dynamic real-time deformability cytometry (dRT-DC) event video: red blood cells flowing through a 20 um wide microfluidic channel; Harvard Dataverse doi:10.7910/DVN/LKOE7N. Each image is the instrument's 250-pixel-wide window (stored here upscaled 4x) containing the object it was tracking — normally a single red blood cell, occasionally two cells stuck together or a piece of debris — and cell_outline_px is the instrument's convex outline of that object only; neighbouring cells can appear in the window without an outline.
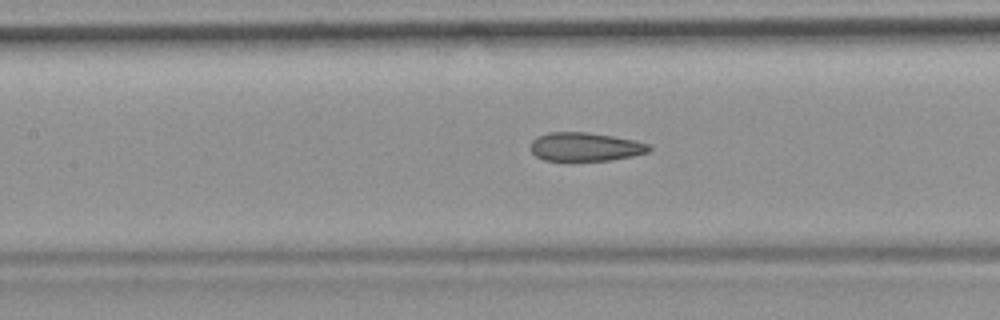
{"species": "common noctule bat (a hibernating species)", "species_latin": "Nyctalus noctula", "temperature_condition": "room temperature", "stored_images_in_passage": 52, "camera_frame_rate_fps": 3000, "um_per_image_px": 0.085, "animal": {"sex": "female", "body_mass_g": 19.9}, "frame": {"image": 1, "passage_image": 23, "time_ms": 7.333, "image_size_px": [1000, 320], "cell_outline_px": [[652, 148], [648, 152], [632, 156], [612, 160], [572, 164], [568, 164], [544, 160], [536, 156], [528, 148], [532, 140], [536, 136], [548, 132], [584, 132], [612, 136], [632, 140], [648, 144]], "centroid_in_image_um": [49.65, 12.54], "position_along_channel_um": 157.8, "area_um2": 20.75}, "authors_computed_cell_mechanics": {"area_um2": 20.7791, "velocity_mm_per_s": 3.7924, "shape_relaxation_time_tau1_ms": null, "shape_relaxation_time_tau2_ms": 2.7452, "deformation_change_tau1": null, "deformation_change_tau2": 0.1095}}